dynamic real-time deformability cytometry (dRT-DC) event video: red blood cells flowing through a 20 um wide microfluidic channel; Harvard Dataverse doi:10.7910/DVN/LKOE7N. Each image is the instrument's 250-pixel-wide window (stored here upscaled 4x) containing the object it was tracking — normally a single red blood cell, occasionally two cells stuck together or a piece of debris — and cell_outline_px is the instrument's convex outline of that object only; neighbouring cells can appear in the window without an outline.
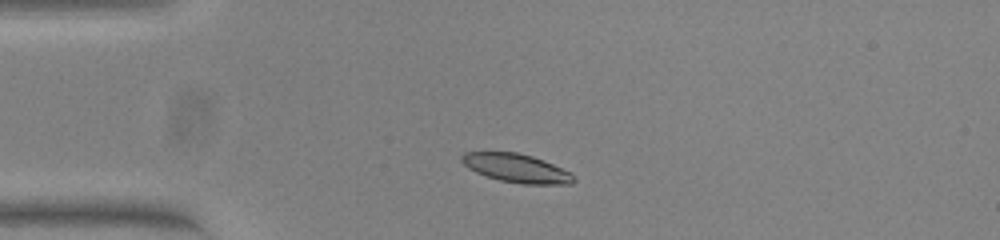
{"species": "common noctule bat (a hibernating species)", "species_latin": "Nyctalus noctula", "temperature_condition": "warm", "stored_images_in_passage": 42, "camera_frame_rate_fps": 3000, "um_per_image_px": 0.085, "animal": {"sex": "female", "body_mass_g": 23.0, "forearm_length_mm": 53.4}, "frame": {"image": 1, "passage_image": 1, "time_ms": 0.0, "image_size_px": [1000, 240], "cell_outline_px": [[576, 180], [572, 184], [524, 184], [500, 180], [476, 172], [468, 168], [460, 160], [460, 156], [464, 152], [516, 152], [532, 156], [572, 172], [576, 176]], "centroid_in_image_um": [43.93, 14.29], "position_along_channel_um": 41.1, "area_um2": 18.67}}
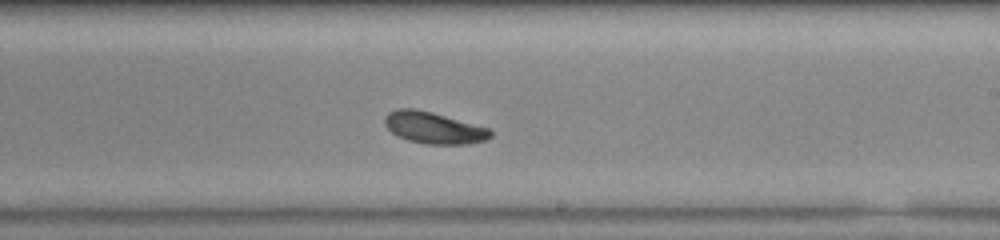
{"frame": {"image": 2, "passage_image": 20, "time_ms": 6.333, "image_size_px": [1000, 240], "cell_outline_px": [[492, 136], [484, 140], [468, 144], [424, 144], [408, 140], [396, 136], [384, 124], [384, 116], [388, 112], [396, 108], [416, 108], [432, 112], [488, 128], [492, 132]], "centroid_in_image_um": [36.81, 10.85], "position_along_channel_um": 252.2, "area_um2": 19.54}}
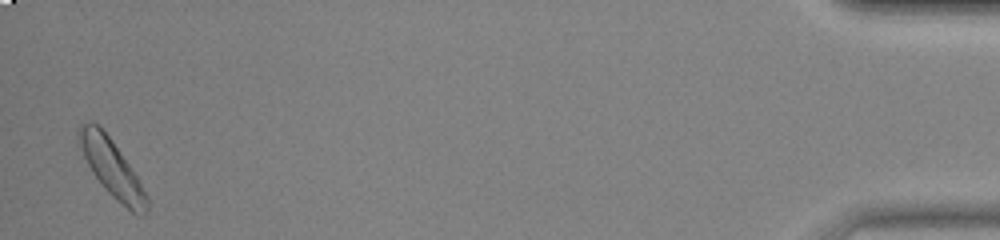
{"frame": {"image": 3, "passage_image": 41, "time_ms": 13.333, "image_size_px": [1000, 240], "cell_outline_px": [[148, 212], [144, 216], [140, 216], [132, 212], [116, 200], [104, 188], [92, 172], [84, 156], [76, 136], [76, 132], [84, 124], [92, 120], [112, 140], [136, 176], [148, 196]], "centroid_in_image_um": [9.52, 14.34], "position_along_channel_um": 425.7, "area_um2": 22.2}}